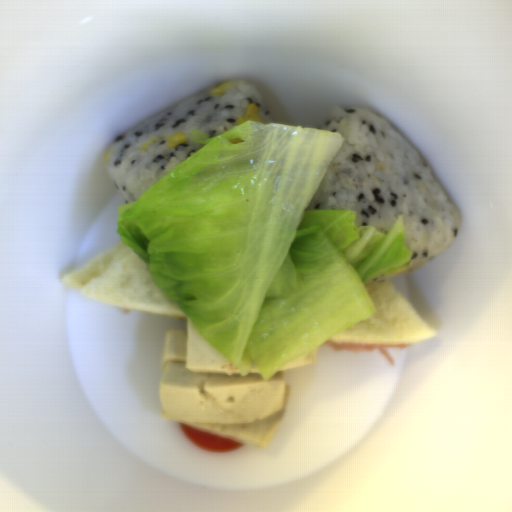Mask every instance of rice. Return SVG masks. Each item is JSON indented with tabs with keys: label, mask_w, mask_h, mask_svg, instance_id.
Segmentation results:
<instances>
[{
	"label": "rice",
	"mask_w": 512,
	"mask_h": 512,
	"mask_svg": "<svg viewBox=\"0 0 512 512\" xmlns=\"http://www.w3.org/2000/svg\"><path fill=\"white\" fill-rule=\"evenodd\" d=\"M344 143L322 176L307 210L355 211L358 226L392 231L402 218L411 261L370 282L404 276L425 266L459 237L462 213L417 150L367 108L341 107L316 129Z\"/></svg>",
	"instance_id": "rice-1"
},
{
	"label": "rice",
	"mask_w": 512,
	"mask_h": 512,
	"mask_svg": "<svg viewBox=\"0 0 512 512\" xmlns=\"http://www.w3.org/2000/svg\"><path fill=\"white\" fill-rule=\"evenodd\" d=\"M228 82L231 87L223 96H211L218 85L195 93L112 143L105 165L127 205L138 201L150 187L200 149L198 142H192L194 129H204L211 137L221 136L240 126L238 118L245 115L250 103L257 105L261 122L273 123L265 99L255 86L240 80ZM179 132L187 135V142L170 149L167 138ZM158 137L160 140L147 150L139 151L143 144Z\"/></svg>",
	"instance_id": "rice-2"
}]
</instances>
